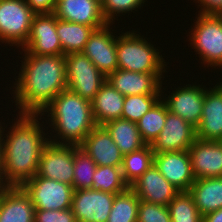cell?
<instances>
[{"label": "cell", "mask_w": 222, "mask_h": 222, "mask_svg": "<svg viewBox=\"0 0 222 222\" xmlns=\"http://www.w3.org/2000/svg\"><path fill=\"white\" fill-rule=\"evenodd\" d=\"M18 116L14 124L10 126L9 134H5L6 137L0 123L2 186L21 187L33 178L37 173L42 150L49 143V138L43 131L44 125L38 121L39 114H19Z\"/></svg>", "instance_id": "1"}, {"label": "cell", "mask_w": 222, "mask_h": 222, "mask_svg": "<svg viewBox=\"0 0 222 222\" xmlns=\"http://www.w3.org/2000/svg\"><path fill=\"white\" fill-rule=\"evenodd\" d=\"M24 51V61L14 83V100L19 114H40L67 89L64 55H34ZM18 106V107H17Z\"/></svg>", "instance_id": "2"}, {"label": "cell", "mask_w": 222, "mask_h": 222, "mask_svg": "<svg viewBox=\"0 0 222 222\" xmlns=\"http://www.w3.org/2000/svg\"><path fill=\"white\" fill-rule=\"evenodd\" d=\"M47 113V117H50L49 126H53V132L56 133L52 138L58 136L61 139L49 138V142L53 144L80 146L96 126L91 101L69 89L60 92L39 115L42 117Z\"/></svg>", "instance_id": "3"}, {"label": "cell", "mask_w": 222, "mask_h": 222, "mask_svg": "<svg viewBox=\"0 0 222 222\" xmlns=\"http://www.w3.org/2000/svg\"><path fill=\"white\" fill-rule=\"evenodd\" d=\"M135 32H123L116 37L117 69L140 73H164L166 62L160 51L145 40L144 36Z\"/></svg>", "instance_id": "4"}, {"label": "cell", "mask_w": 222, "mask_h": 222, "mask_svg": "<svg viewBox=\"0 0 222 222\" xmlns=\"http://www.w3.org/2000/svg\"><path fill=\"white\" fill-rule=\"evenodd\" d=\"M189 35L191 46L207 67H222V15L198 13Z\"/></svg>", "instance_id": "5"}, {"label": "cell", "mask_w": 222, "mask_h": 222, "mask_svg": "<svg viewBox=\"0 0 222 222\" xmlns=\"http://www.w3.org/2000/svg\"><path fill=\"white\" fill-rule=\"evenodd\" d=\"M35 15L26 0H0V42L23 46Z\"/></svg>", "instance_id": "6"}, {"label": "cell", "mask_w": 222, "mask_h": 222, "mask_svg": "<svg viewBox=\"0 0 222 222\" xmlns=\"http://www.w3.org/2000/svg\"><path fill=\"white\" fill-rule=\"evenodd\" d=\"M64 57L67 89L91 101L106 82L107 77L82 52L69 53Z\"/></svg>", "instance_id": "7"}, {"label": "cell", "mask_w": 222, "mask_h": 222, "mask_svg": "<svg viewBox=\"0 0 222 222\" xmlns=\"http://www.w3.org/2000/svg\"><path fill=\"white\" fill-rule=\"evenodd\" d=\"M21 187L30 197L35 209L65 210L71 208L74 189L67 183L34 176Z\"/></svg>", "instance_id": "8"}, {"label": "cell", "mask_w": 222, "mask_h": 222, "mask_svg": "<svg viewBox=\"0 0 222 222\" xmlns=\"http://www.w3.org/2000/svg\"><path fill=\"white\" fill-rule=\"evenodd\" d=\"M74 145L48 143L42 150L35 176L72 186L74 179Z\"/></svg>", "instance_id": "9"}, {"label": "cell", "mask_w": 222, "mask_h": 222, "mask_svg": "<svg viewBox=\"0 0 222 222\" xmlns=\"http://www.w3.org/2000/svg\"><path fill=\"white\" fill-rule=\"evenodd\" d=\"M22 50L34 55H64L56 31V16L53 13L34 16L28 39Z\"/></svg>", "instance_id": "10"}, {"label": "cell", "mask_w": 222, "mask_h": 222, "mask_svg": "<svg viewBox=\"0 0 222 222\" xmlns=\"http://www.w3.org/2000/svg\"><path fill=\"white\" fill-rule=\"evenodd\" d=\"M116 194L88 189L74 191L71 209L77 222H107Z\"/></svg>", "instance_id": "11"}, {"label": "cell", "mask_w": 222, "mask_h": 222, "mask_svg": "<svg viewBox=\"0 0 222 222\" xmlns=\"http://www.w3.org/2000/svg\"><path fill=\"white\" fill-rule=\"evenodd\" d=\"M196 139V128L180 116L167 112L163 129L151 144L154 153L186 151Z\"/></svg>", "instance_id": "12"}, {"label": "cell", "mask_w": 222, "mask_h": 222, "mask_svg": "<svg viewBox=\"0 0 222 222\" xmlns=\"http://www.w3.org/2000/svg\"><path fill=\"white\" fill-rule=\"evenodd\" d=\"M110 24L95 29L82 51L106 77L118 68L116 38ZM110 31V32H109Z\"/></svg>", "instance_id": "13"}, {"label": "cell", "mask_w": 222, "mask_h": 222, "mask_svg": "<svg viewBox=\"0 0 222 222\" xmlns=\"http://www.w3.org/2000/svg\"><path fill=\"white\" fill-rule=\"evenodd\" d=\"M153 164L162 176L180 191H189L196 180L188 150L154 153Z\"/></svg>", "instance_id": "14"}, {"label": "cell", "mask_w": 222, "mask_h": 222, "mask_svg": "<svg viewBox=\"0 0 222 222\" xmlns=\"http://www.w3.org/2000/svg\"><path fill=\"white\" fill-rule=\"evenodd\" d=\"M206 89L200 84L178 87L168 97H162L168 110L189 122L195 128L202 117V108Z\"/></svg>", "instance_id": "15"}, {"label": "cell", "mask_w": 222, "mask_h": 222, "mask_svg": "<svg viewBox=\"0 0 222 222\" xmlns=\"http://www.w3.org/2000/svg\"><path fill=\"white\" fill-rule=\"evenodd\" d=\"M164 73H140L116 69L107 80L124 97L129 95L162 94Z\"/></svg>", "instance_id": "16"}, {"label": "cell", "mask_w": 222, "mask_h": 222, "mask_svg": "<svg viewBox=\"0 0 222 222\" xmlns=\"http://www.w3.org/2000/svg\"><path fill=\"white\" fill-rule=\"evenodd\" d=\"M188 152L195 179L222 177V141L196 138Z\"/></svg>", "instance_id": "17"}, {"label": "cell", "mask_w": 222, "mask_h": 222, "mask_svg": "<svg viewBox=\"0 0 222 222\" xmlns=\"http://www.w3.org/2000/svg\"><path fill=\"white\" fill-rule=\"evenodd\" d=\"M53 14L60 20L84 24L95 29L107 23L102 5L96 0H58Z\"/></svg>", "instance_id": "18"}, {"label": "cell", "mask_w": 222, "mask_h": 222, "mask_svg": "<svg viewBox=\"0 0 222 222\" xmlns=\"http://www.w3.org/2000/svg\"><path fill=\"white\" fill-rule=\"evenodd\" d=\"M130 188L140 200L165 206L180 192L162 176L154 164Z\"/></svg>", "instance_id": "19"}, {"label": "cell", "mask_w": 222, "mask_h": 222, "mask_svg": "<svg viewBox=\"0 0 222 222\" xmlns=\"http://www.w3.org/2000/svg\"><path fill=\"white\" fill-rule=\"evenodd\" d=\"M80 147L97 166L122 167L123 154L104 126L96 125Z\"/></svg>", "instance_id": "20"}, {"label": "cell", "mask_w": 222, "mask_h": 222, "mask_svg": "<svg viewBox=\"0 0 222 222\" xmlns=\"http://www.w3.org/2000/svg\"><path fill=\"white\" fill-rule=\"evenodd\" d=\"M35 207L20 186L0 187V222H34Z\"/></svg>", "instance_id": "21"}, {"label": "cell", "mask_w": 222, "mask_h": 222, "mask_svg": "<svg viewBox=\"0 0 222 222\" xmlns=\"http://www.w3.org/2000/svg\"><path fill=\"white\" fill-rule=\"evenodd\" d=\"M206 88L202 117L196 127V138L204 141H222V92L216 85Z\"/></svg>", "instance_id": "22"}, {"label": "cell", "mask_w": 222, "mask_h": 222, "mask_svg": "<svg viewBox=\"0 0 222 222\" xmlns=\"http://www.w3.org/2000/svg\"><path fill=\"white\" fill-rule=\"evenodd\" d=\"M124 99L125 97L106 81L91 100L96 125L103 126L109 121L121 118Z\"/></svg>", "instance_id": "23"}, {"label": "cell", "mask_w": 222, "mask_h": 222, "mask_svg": "<svg viewBox=\"0 0 222 222\" xmlns=\"http://www.w3.org/2000/svg\"><path fill=\"white\" fill-rule=\"evenodd\" d=\"M188 192L202 216L222 208V177L196 179Z\"/></svg>", "instance_id": "24"}, {"label": "cell", "mask_w": 222, "mask_h": 222, "mask_svg": "<svg viewBox=\"0 0 222 222\" xmlns=\"http://www.w3.org/2000/svg\"><path fill=\"white\" fill-rule=\"evenodd\" d=\"M103 126L110 133L123 155L141 149L146 145L141 138L136 122L119 118L109 121Z\"/></svg>", "instance_id": "25"}, {"label": "cell", "mask_w": 222, "mask_h": 222, "mask_svg": "<svg viewBox=\"0 0 222 222\" xmlns=\"http://www.w3.org/2000/svg\"><path fill=\"white\" fill-rule=\"evenodd\" d=\"M95 28L56 17V31L63 54L82 52Z\"/></svg>", "instance_id": "26"}, {"label": "cell", "mask_w": 222, "mask_h": 222, "mask_svg": "<svg viewBox=\"0 0 222 222\" xmlns=\"http://www.w3.org/2000/svg\"><path fill=\"white\" fill-rule=\"evenodd\" d=\"M154 151L146 144L141 149L123 155L122 174L129 187L153 164Z\"/></svg>", "instance_id": "27"}, {"label": "cell", "mask_w": 222, "mask_h": 222, "mask_svg": "<svg viewBox=\"0 0 222 222\" xmlns=\"http://www.w3.org/2000/svg\"><path fill=\"white\" fill-rule=\"evenodd\" d=\"M168 107L163 99L159 100L136 123L141 138L146 144L151 145L164 127Z\"/></svg>", "instance_id": "28"}, {"label": "cell", "mask_w": 222, "mask_h": 222, "mask_svg": "<svg viewBox=\"0 0 222 222\" xmlns=\"http://www.w3.org/2000/svg\"><path fill=\"white\" fill-rule=\"evenodd\" d=\"M140 199L129 187L116 194L107 222H137Z\"/></svg>", "instance_id": "29"}, {"label": "cell", "mask_w": 222, "mask_h": 222, "mask_svg": "<svg viewBox=\"0 0 222 222\" xmlns=\"http://www.w3.org/2000/svg\"><path fill=\"white\" fill-rule=\"evenodd\" d=\"M128 188L129 185L124 181L121 167L97 166L93 175L92 190L119 194Z\"/></svg>", "instance_id": "30"}, {"label": "cell", "mask_w": 222, "mask_h": 222, "mask_svg": "<svg viewBox=\"0 0 222 222\" xmlns=\"http://www.w3.org/2000/svg\"><path fill=\"white\" fill-rule=\"evenodd\" d=\"M171 222H203L194 203L193 196L188 191H180L169 203Z\"/></svg>", "instance_id": "31"}, {"label": "cell", "mask_w": 222, "mask_h": 222, "mask_svg": "<svg viewBox=\"0 0 222 222\" xmlns=\"http://www.w3.org/2000/svg\"><path fill=\"white\" fill-rule=\"evenodd\" d=\"M97 165L80 146L74 145V191L88 189L93 185V175Z\"/></svg>", "instance_id": "32"}, {"label": "cell", "mask_w": 222, "mask_h": 222, "mask_svg": "<svg viewBox=\"0 0 222 222\" xmlns=\"http://www.w3.org/2000/svg\"><path fill=\"white\" fill-rule=\"evenodd\" d=\"M161 96V94L125 96L121 118L137 122L162 98Z\"/></svg>", "instance_id": "33"}, {"label": "cell", "mask_w": 222, "mask_h": 222, "mask_svg": "<svg viewBox=\"0 0 222 222\" xmlns=\"http://www.w3.org/2000/svg\"><path fill=\"white\" fill-rule=\"evenodd\" d=\"M147 0H105L102 4V13L107 23L113 24L115 16L122 13H129L138 10ZM143 4V5H142ZM113 21V22H112Z\"/></svg>", "instance_id": "34"}, {"label": "cell", "mask_w": 222, "mask_h": 222, "mask_svg": "<svg viewBox=\"0 0 222 222\" xmlns=\"http://www.w3.org/2000/svg\"><path fill=\"white\" fill-rule=\"evenodd\" d=\"M137 222H171L168 206L140 200Z\"/></svg>", "instance_id": "35"}, {"label": "cell", "mask_w": 222, "mask_h": 222, "mask_svg": "<svg viewBox=\"0 0 222 222\" xmlns=\"http://www.w3.org/2000/svg\"><path fill=\"white\" fill-rule=\"evenodd\" d=\"M34 222H77L71 208L65 210L35 209Z\"/></svg>", "instance_id": "36"}, {"label": "cell", "mask_w": 222, "mask_h": 222, "mask_svg": "<svg viewBox=\"0 0 222 222\" xmlns=\"http://www.w3.org/2000/svg\"><path fill=\"white\" fill-rule=\"evenodd\" d=\"M197 1L200 6V11H198L201 14H216V15H222V0H194Z\"/></svg>", "instance_id": "37"}, {"label": "cell", "mask_w": 222, "mask_h": 222, "mask_svg": "<svg viewBox=\"0 0 222 222\" xmlns=\"http://www.w3.org/2000/svg\"><path fill=\"white\" fill-rule=\"evenodd\" d=\"M30 8L36 13H53L56 0H26Z\"/></svg>", "instance_id": "38"}, {"label": "cell", "mask_w": 222, "mask_h": 222, "mask_svg": "<svg viewBox=\"0 0 222 222\" xmlns=\"http://www.w3.org/2000/svg\"><path fill=\"white\" fill-rule=\"evenodd\" d=\"M203 222H222V208L203 216Z\"/></svg>", "instance_id": "39"}, {"label": "cell", "mask_w": 222, "mask_h": 222, "mask_svg": "<svg viewBox=\"0 0 222 222\" xmlns=\"http://www.w3.org/2000/svg\"><path fill=\"white\" fill-rule=\"evenodd\" d=\"M0 187H2V139L0 132Z\"/></svg>", "instance_id": "40"}, {"label": "cell", "mask_w": 222, "mask_h": 222, "mask_svg": "<svg viewBox=\"0 0 222 222\" xmlns=\"http://www.w3.org/2000/svg\"><path fill=\"white\" fill-rule=\"evenodd\" d=\"M219 83L216 84V87L222 92V82L219 81Z\"/></svg>", "instance_id": "41"}, {"label": "cell", "mask_w": 222, "mask_h": 222, "mask_svg": "<svg viewBox=\"0 0 222 222\" xmlns=\"http://www.w3.org/2000/svg\"><path fill=\"white\" fill-rule=\"evenodd\" d=\"M96 1L99 2L102 5L105 0H96Z\"/></svg>", "instance_id": "42"}]
</instances>
